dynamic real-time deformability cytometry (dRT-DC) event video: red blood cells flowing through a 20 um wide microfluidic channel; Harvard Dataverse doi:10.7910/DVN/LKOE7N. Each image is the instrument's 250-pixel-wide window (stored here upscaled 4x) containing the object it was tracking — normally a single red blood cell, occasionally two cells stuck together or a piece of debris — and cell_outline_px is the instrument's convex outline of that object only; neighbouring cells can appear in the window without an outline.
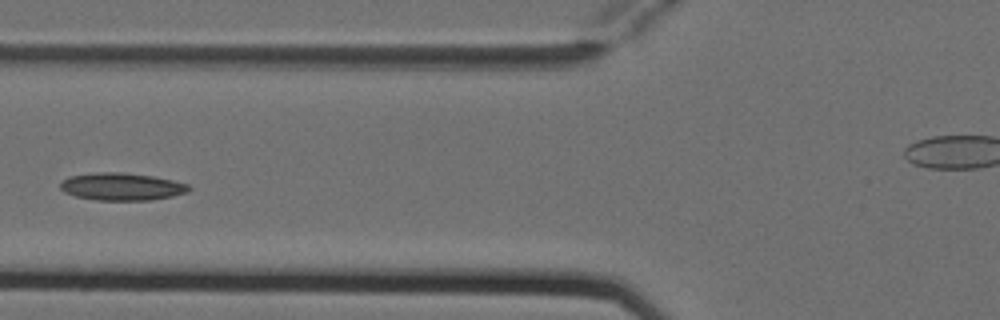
{"species": "Egyptian fruit bat (a non-hibernating species)", "species_latin": "Rousettus aegyptiacus", "temperature_condition": "cold", "stored_images_in_passage": 5, "camera_frame_rate_fps": 3000, "um_per_image_px": 0.085, "animal": {"sex": "female"}, "frame": {"image": 1, "passage_image": 4, "time_ms": 1.0, "image_size_px": [1000, 320], "cell_outline_px": [[192, 188], [188, 192], [172, 196], [152, 200], [96, 200], [76, 196], [64, 192], [60, 188], [60, 184], [68, 176], [96, 172], [124, 172], [152, 176], [172, 180], [188, 184]], "centroid_in_image_um": [10.35, 15.86], "position_along_channel_um": 115.4, "area_um2": 20.63}}
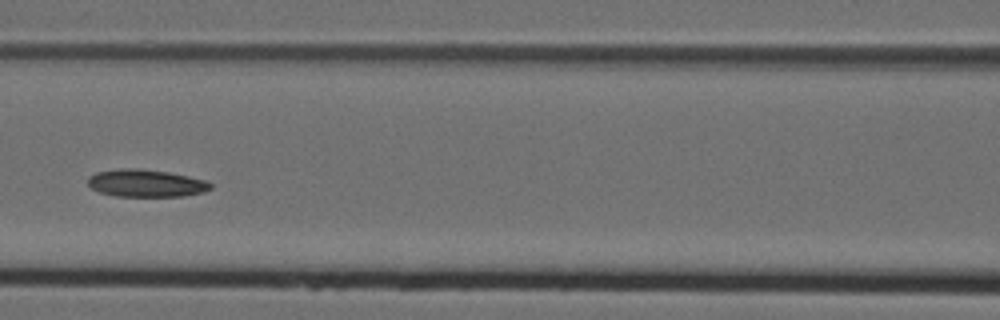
{"frame": {"image": 2, "passage_image": 5, "time_ms": 1.333, "image_size_px": [1000, 320], "cell_outline_px": [[212, 188], [204, 192], [180, 196], [116, 196], [100, 192], [92, 188], [88, 184], [88, 176], [96, 172], [120, 168], [136, 168], [168, 172], [188, 176], [204, 180], [212, 184]], "centroid_in_image_um": [12.39, 15.57], "position_along_channel_um": 154.2, "area_um2": 19.54}}